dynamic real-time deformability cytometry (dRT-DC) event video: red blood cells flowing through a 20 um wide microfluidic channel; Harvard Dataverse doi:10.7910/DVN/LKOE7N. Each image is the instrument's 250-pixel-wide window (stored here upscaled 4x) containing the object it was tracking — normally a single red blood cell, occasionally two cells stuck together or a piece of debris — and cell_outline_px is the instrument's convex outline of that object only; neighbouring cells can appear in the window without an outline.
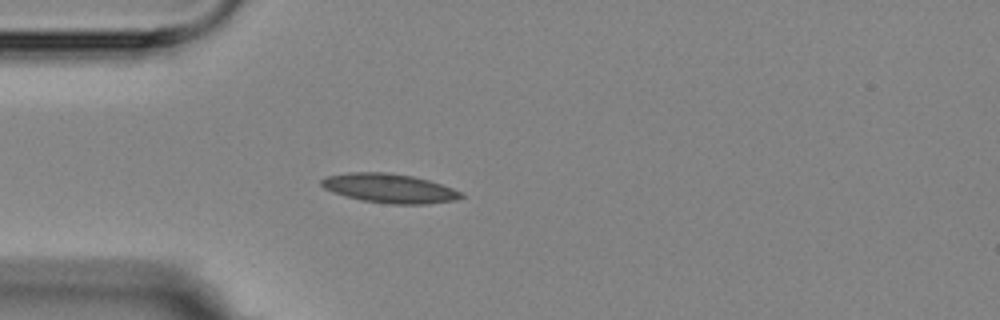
{"species": "Egyptian fruit bat (a non-hibernating species)", "species_latin": "Rousettus aegyptiacus", "temperature_condition": "room temperature", "stored_images_in_passage": 4, "camera_frame_rate_fps": 3000, "um_per_image_px": 0.085, "animal": {"sex": "female"}, "frame": {"image": 1, "passage_image": 4, "time_ms": 3.333, "image_size_px": [1000, 320], "cell_outline_px": [[464, 196], [456, 200], [424, 204], [392, 204], [360, 200], [344, 196], [332, 192], [324, 188], [320, 184], [320, 180], [328, 176], [348, 172], [384, 172], [412, 176], [428, 180], [452, 188], [460, 192]], "centroid_in_image_um": [33.06, 16.01], "position_along_channel_um": 51.9, "area_um2": 23.64}}